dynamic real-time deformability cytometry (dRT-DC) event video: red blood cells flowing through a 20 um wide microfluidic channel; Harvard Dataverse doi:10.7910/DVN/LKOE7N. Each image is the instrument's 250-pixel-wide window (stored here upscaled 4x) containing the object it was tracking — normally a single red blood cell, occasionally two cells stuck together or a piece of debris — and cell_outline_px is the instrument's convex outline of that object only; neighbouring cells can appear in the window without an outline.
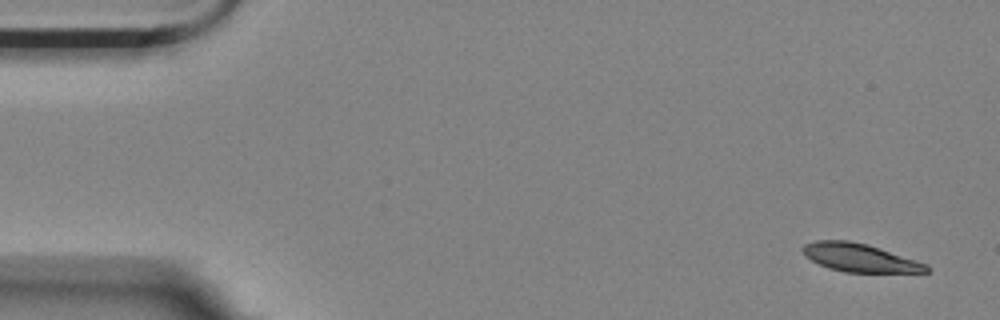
{"species": "Egyptian fruit bat (a non-hibernating species)", "species_latin": "Rousettus aegyptiacus", "temperature_condition": "room temperature", "stored_images_in_passage": 4, "camera_frame_rate_fps": 3000, "um_per_image_px": 0.085, "animal": {"sex": "female"}, "frame": {"image": 1, "passage_image": 1, "time_ms": 0.0, "image_size_px": [1000, 320], "cell_outline_px": [[928, 272], [844, 272], [828, 268], [804, 256], [800, 248], [804, 244], [816, 240], [848, 240], [868, 244], [928, 264]], "centroid_in_image_um": [73.03, 21.89], "position_along_channel_um": 12.0, "area_um2": 20.35}}